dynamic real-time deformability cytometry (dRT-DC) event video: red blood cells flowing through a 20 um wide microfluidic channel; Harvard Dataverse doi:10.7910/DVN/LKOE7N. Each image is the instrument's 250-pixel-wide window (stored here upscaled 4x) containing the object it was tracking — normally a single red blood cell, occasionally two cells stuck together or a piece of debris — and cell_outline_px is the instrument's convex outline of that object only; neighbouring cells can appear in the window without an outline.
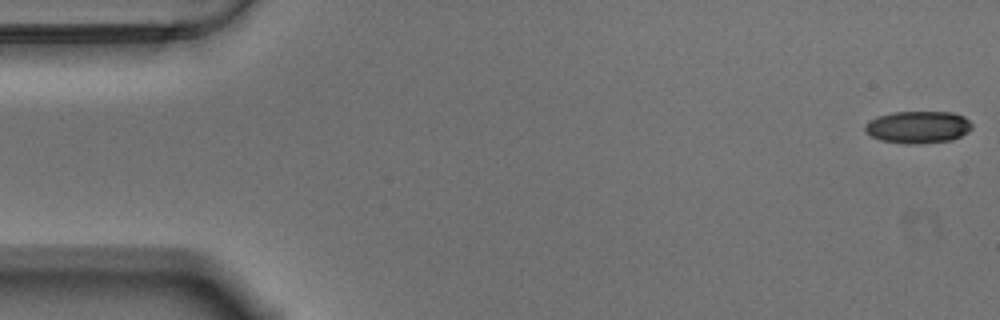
{"species": "Egyptian fruit bat (a non-hibernating species)", "species_latin": "Rousettus aegyptiacus", "temperature_condition": "warm", "stored_images_in_passage": 57, "camera_frame_rate_fps": 3000, "um_per_image_px": 0.085, "animal": {"sex": "male"}, "frame": {"image": 1, "passage_image": 1, "time_ms": 0.0, "image_size_px": [1000, 320], "cell_outline_px": [[972, 128], [968, 132], [952, 140], [916, 144], [904, 144], [880, 140], [864, 132], [864, 124], [868, 120], [876, 116], [892, 112], [952, 112], [964, 116], [972, 124]], "centroid_in_image_um": [77.99, 10.8], "position_along_channel_um": 7.0, "area_um2": 20.35}}
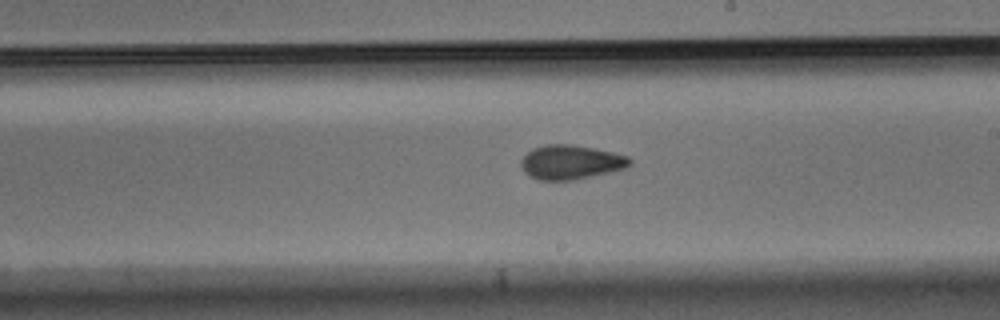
{"frame": {"image": 2, "passage_image": 32, "time_ms": 10.333, "image_size_px": [1000, 320], "cell_outline_px": [[632, 164], [628, 168], [592, 176], [572, 180], [536, 180], [528, 176], [524, 172], [520, 164], [520, 160], [532, 148], [544, 144], [572, 144], [612, 152], [628, 156], [632, 160]], "centroid_in_image_um": [48.51, 13.79], "position_along_channel_um": 240.5, "area_um2": 21.96}}
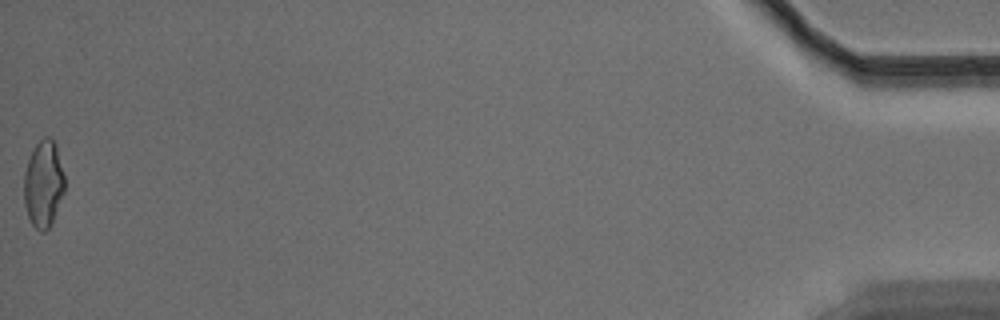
{"frame": {"image": 3, "passage_image": 57, "time_ms": 18.667, "image_size_px": [1000, 320], "cell_outline_px": [[64, 192], [52, 220], [48, 228], [44, 232], [40, 232], [32, 224], [28, 216], [24, 204], [24, 172], [28, 160], [36, 144], [44, 136], [52, 136], [56, 144], [64, 176]], "centroid_in_image_um": [3.69, 15.6], "position_along_channel_um": 431.5, "area_um2": 20.46}, "authors_computed_cell_mechanics": {"area_um2": 20.9236, "velocity_mm_per_s": 3.5241, "shape_relaxation_time_tau1_ms": 4.2025, "shape_relaxation_time_tau2_ms": 3.165, "deformation_change_tau1": 0.116, "deformation_change_tau2": 0.0822}}